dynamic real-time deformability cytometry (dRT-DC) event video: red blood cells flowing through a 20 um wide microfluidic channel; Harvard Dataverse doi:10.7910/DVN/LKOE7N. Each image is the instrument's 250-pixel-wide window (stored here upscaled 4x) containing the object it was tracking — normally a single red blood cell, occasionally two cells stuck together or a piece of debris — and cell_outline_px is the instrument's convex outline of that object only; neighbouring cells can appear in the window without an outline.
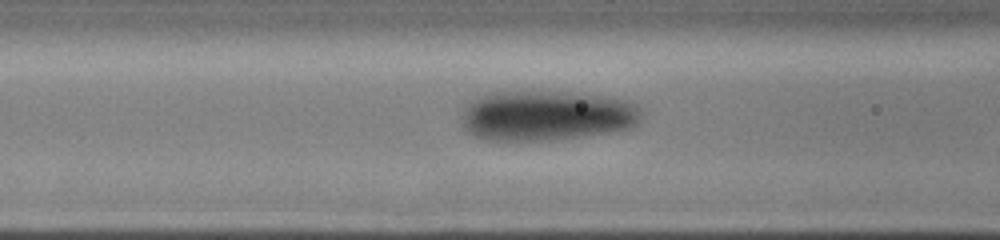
{"species": "human", "species_latin": "Homo sapiens", "temperature_condition": "cold", "stored_images_in_passage": 19, "camera_frame_rate_fps": 3000, "um_per_image_px": 0.085, "donor": {"sex": "male"}, "frame": {"image": 1, "passage_image": 16, "time_ms": 4.333, "image_size_px": [1000, 240], "cell_outline_px": [[640, 116], [636, 124], [628, 128], [580, 136], [552, 140], [488, 140], [476, 136], [468, 132], [464, 128], [464, 112], [468, 104], [472, 100], [480, 96], [492, 92], [576, 92], [612, 96], [628, 100], [636, 104], [640, 108]], "centroid_in_image_um": [46.49, 9.8], "position_along_channel_um": 120.1, "area_um2": 52.19}}